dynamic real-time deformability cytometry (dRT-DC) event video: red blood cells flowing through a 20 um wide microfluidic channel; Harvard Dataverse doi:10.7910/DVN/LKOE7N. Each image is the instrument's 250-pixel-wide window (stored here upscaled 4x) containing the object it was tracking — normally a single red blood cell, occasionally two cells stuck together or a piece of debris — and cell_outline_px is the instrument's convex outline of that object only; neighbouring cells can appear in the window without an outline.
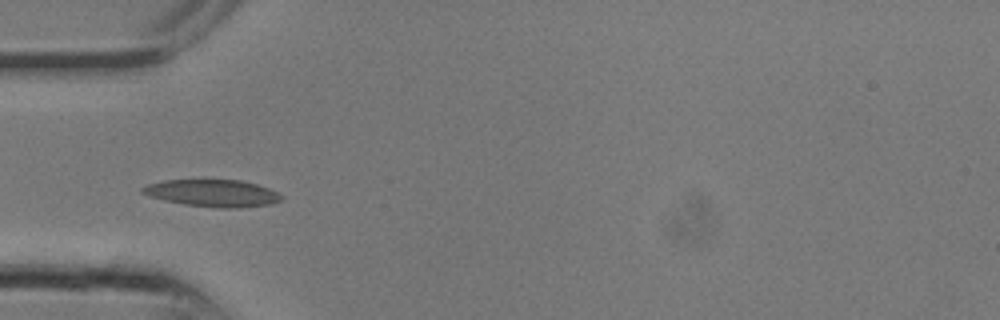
{"species": "common noctule bat (a hibernating species)", "species_latin": "Nyctalus noctula", "temperature_condition": "room temperature", "stored_images_in_passage": 11, "camera_frame_rate_fps": 3000, "um_per_image_px": 0.085, "animal": {"sex": "male", "body_mass_g": 13.3}, "frame": {"image": 1, "passage_image": 5, "time_ms": 1.333, "image_size_px": [1000, 320], "cell_outline_px": [[284, 196], [280, 200], [272, 204], [240, 208], [220, 208], [184, 204], [164, 200], [148, 196], [140, 192], [140, 188], [148, 184], [164, 180], [240, 180], [256, 184], [268, 188]], "centroid_in_image_um": [18.06, 16.42], "position_along_channel_um": 66.9, "area_um2": 21.96}}
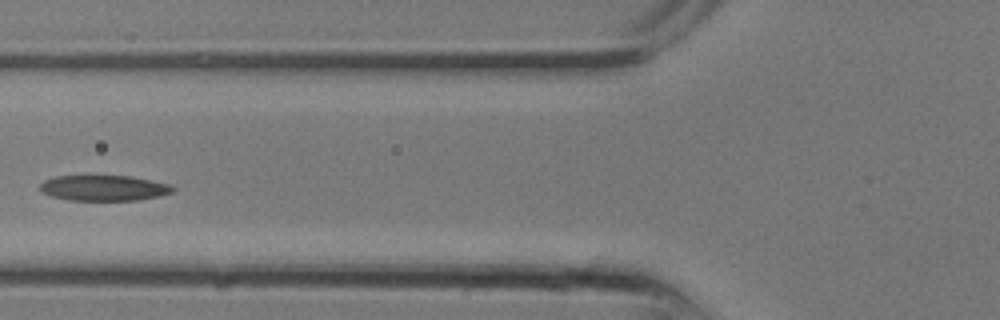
{"frame": {"image": 2, "passage_image": 7, "time_ms": 2.0, "image_size_px": [1000, 320], "cell_outline_px": [[176, 188], [172, 192], [160, 196], [140, 200], [72, 200], [52, 196], [40, 192], [40, 184], [44, 180], [56, 176], [132, 176], [172, 184]], "centroid_in_image_um": [8.87, 15.97], "position_along_channel_um": 116.9, "area_um2": 19.88}}
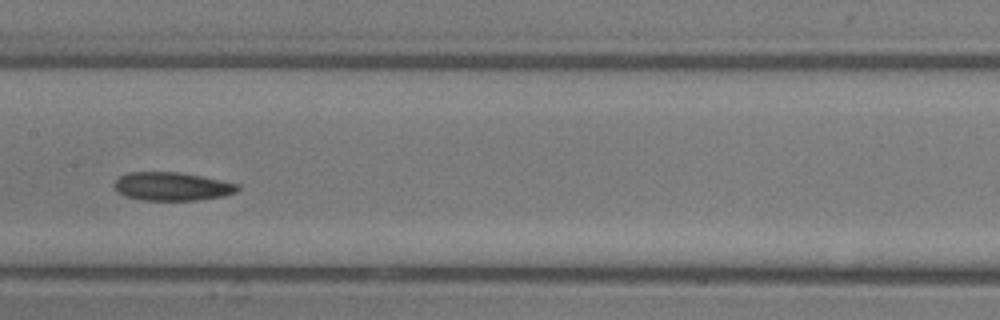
{"frame": {"image": 3, "passage_image": 10, "time_ms": 3.0, "image_size_px": [1000, 320], "cell_outline_px": [[240, 188], [236, 192], [224, 196], [196, 200], [140, 200], [124, 196], [116, 192], [112, 184], [120, 176], [128, 172], [180, 172], [240, 184]], "centroid_in_image_um": [14.59, 15.85], "position_along_channel_um": 192.8, "area_um2": 20.58}}